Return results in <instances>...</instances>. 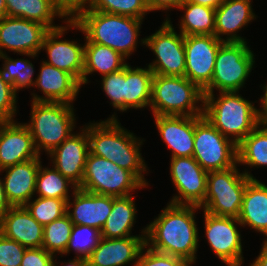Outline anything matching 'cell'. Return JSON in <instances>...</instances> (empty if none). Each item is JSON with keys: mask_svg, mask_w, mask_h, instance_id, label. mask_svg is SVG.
I'll list each match as a JSON object with an SVG mask.
<instances>
[{"mask_svg": "<svg viewBox=\"0 0 267 266\" xmlns=\"http://www.w3.org/2000/svg\"><path fill=\"white\" fill-rule=\"evenodd\" d=\"M158 135L171 152L170 158L192 157L195 116L152 115Z\"/></svg>", "mask_w": 267, "mask_h": 266, "instance_id": "21", "label": "cell"}, {"mask_svg": "<svg viewBox=\"0 0 267 266\" xmlns=\"http://www.w3.org/2000/svg\"><path fill=\"white\" fill-rule=\"evenodd\" d=\"M251 179L245 188L238 220L243 228L253 230L267 241V184Z\"/></svg>", "mask_w": 267, "mask_h": 266, "instance_id": "26", "label": "cell"}, {"mask_svg": "<svg viewBox=\"0 0 267 266\" xmlns=\"http://www.w3.org/2000/svg\"><path fill=\"white\" fill-rule=\"evenodd\" d=\"M55 255L44 248H26L21 266H52Z\"/></svg>", "mask_w": 267, "mask_h": 266, "instance_id": "43", "label": "cell"}, {"mask_svg": "<svg viewBox=\"0 0 267 266\" xmlns=\"http://www.w3.org/2000/svg\"><path fill=\"white\" fill-rule=\"evenodd\" d=\"M225 0H183L197 5H203L209 8L217 9Z\"/></svg>", "mask_w": 267, "mask_h": 266, "instance_id": "50", "label": "cell"}, {"mask_svg": "<svg viewBox=\"0 0 267 266\" xmlns=\"http://www.w3.org/2000/svg\"><path fill=\"white\" fill-rule=\"evenodd\" d=\"M79 130V131H77ZM47 154L48 163L77 188L81 186L89 150L87 123Z\"/></svg>", "mask_w": 267, "mask_h": 266, "instance_id": "17", "label": "cell"}, {"mask_svg": "<svg viewBox=\"0 0 267 266\" xmlns=\"http://www.w3.org/2000/svg\"><path fill=\"white\" fill-rule=\"evenodd\" d=\"M89 150L93 155L110 160L121 168L131 171L146 187L150 181L145 178L150 172L142 146L146 141L124 126L120 120H95L87 122Z\"/></svg>", "mask_w": 267, "mask_h": 266, "instance_id": "2", "label": "cell"}, {"mask_svg": "<svg viewBox=\"0 0 267 266\" xmlns=\"http://www.w3.org/2000/svg\"><path fill=\"white\" fill-rule=\"evenodd\" d=\"M73 30H75V33L78 31L82 33L84 43H80L78 38L76 40L64 38L67 35L66 33ZM41 51L47 54V59L45 58L43 61L70 73L82 87L85 35L83 30L72 19H68L60 28L50 30L46 34Z\"/></svg>", "mask_w": 267, "mask_h": 266, "instance_id": "13", "label": "cell"}, {"mask_svg": "<svg viewBox=\"0 0 267 266\" xmlns=\"http://www.w3.org/2000/svg\"><path fill=\"white\" fill-rule=\"evenodd\" d=\"M42 164L36 178L35 196L58 198L67 202L77 187L50 163L47 166Z\"/></svg>", "mask_w": 267, "mask_h": 266, "instance_id": "34", "label": "cell"}, {"mask_svg": "<svg viewBox=\"0 0 267 266\" xmlns=\"http://www.w3.org/2000/svg\"><path fill=\"white\" fill-rule=\"evenodd\" d=\"M58 7L72 19L80 10L88 8L92 0H56Z\"/></svg>", "mask_w": 267, "mask_h": 266, "instance_id": "45", "label": "cell"}, {"mask_svg": "<svg viewBox=\"0 0 267 266\" xmlns=\"http://www.w3.org/2000/svg\"><path fill=\"white\" fill-rule=\"evenodd\" d=\"M264 94H261L259 100H257L258 112L263 120H267V82L259 86Z\"/></svg>", "mask_w": 267, "mask_h": 266, "instance_id": "47", "label": "cell"}, {"mask_svg": "<svg viewBox=\"0 0 267 266\" xmlns=\"http://www.w3.org/2000/svg\"><path fill=\"white\" fill-rule=\"evenodd\" d=\"M202 210L194 205L167 202L153 220L146 224L145 243L150 249L185 259L196 265L199 250V227L196 215Z\"/></svg>", "mask_w": 267, "mask_h": 266, "instance_id": "1", "label": "cell"}, {"mask_svg": "<svg viewBox=\"0 0 267 266\" xmlns=\"http://www.w3.org/2000/svg\"><path fill=\"white\" fill-rule=\"evenodd\" d=\"M26 247L0 233V266H21Z\"/></svg>", "mask_w": 267, "mask_h": 266, "instance_id": "42", "label": "cell"}, {"mask_svg": "<svg viewBox=\"0 0 267 266\" xmlns=\"http://www.w3.org/2000/svg\"><path fill=\"white\" fill-rule=\"evenodd\" d=\"M18 93L12 84L6 80L0 68V122L18 120Z\"/></svg>", "mask_w": 267, "mask_h": 266, "instance_id": "40", "label": "cell"}, {"mask_svg": "<svg viewBox=\"0 0 267 266\" xmlns=\"http://www.w3.org/2000/svg\"><path fill=\"white\" fill-rule=\"evenodd\" d=\"M41 163L44 162L40 156L0 170L5 194L12 206H24L35 196Z\"/></svg>", "mask_w": 267, "mask_h": 266, "instance_id": "24", "label": "cell"}, {"mask_svg": "<svg viewBox=\"0 0 267 266\" xmlns=\"http://www.w3.org/2000/svg\"><path fill=\"white\" fill-rule=\"evenodd\" d=\"M38 157L33 138L23 122H0V170Z\"/></svg>", "mask_w": 267, "mask_h": 266, "instance_id": "20", "label": "cell"}, {"mask_svg": "<svg viewBox=\"0 0 267 266\" xmlns=\"http://www.w3.org/2000/svg\"><path fill=\"white\" fill-rule=\"evenodd\" d=\"M249 42H223L217 51L211 83L203 93L241 92L256 63Z\"/></svg>", "mask_w": 267, "mask_h": 266, "instance_id": "7", "label": "cell"}, {"mask_svg": "<svg viewBox=\"0 0 267 266\" xmlns=\"http://www.w3.org/2000/svg\"><path fill=\"white\" fill-rule=\"evenodd\" d=\"M238 167L237 163L225 170L208 172L206 196L199 207L202 211L238 218L246 185L251 180Z\"/></svg>", "mask_w": 267, "mask_h": 266, "instance_id": "8", "label": "cell"}, {"mask_svg": "<svg viewBox=\"0 0 267 266\" xmlns=\"http://www.w3.org/2000/svg\"><path fill=\"white\" fill-rule=\"evenodd\" d=\"M20 56H25L24 58H12L10 55H0V65L3 76L8 82H10L14 90L19 94L20 91L26 89L33 90L34 84L36 82V77H34L35 66L30 59L37 60L39 55L33 54H17ZM28 57V58H26ZM26 58V59H25ZM32 88V89H31ZM24 89V90H22Z\"/></svg>", "mask_w": 267, "mask_h": 266, "instance_id": "33", "label": "cell"}, {"mask_svg": "<svg viewBox=\"0 0 267 266\" xmlns=\"http://www.w3.org/2000/svg\"><path fill=\"white\" fill-rule=\"evenodd\" d=\"M43 228L24 206H12L0 216V233L26 248L42 247Z\"/></svg>", "mask_w": 267, "mask_h": 266, "instance_id": "25", "label": "cell"}, {"mask_svg": "<svg viewBox=\"0 0 267 266\" xmlns=\"http://www.w3.org/2000/svg\"><path fill=\"white\" fill-rule=\"evenodd\" d=\"M153 76L147 65L133 67L128 63L125 66L124 113L130 109L149 110Z\"/></svg>", "mask_w": 267, "mask_h": 266, "instance_id": "31", "label": "cell"}, {"mask_svg": "<svg viewBox=\"0 0 267 266\" xmlns=\"http://www.w3.org/2000/svg\"><path fill=\"white\" fill-rule=\"evenodd\" d=\"M258 253L259 255L252 260V263H248L249 266H267V241H262L261 249Z\"/></svg>", "mask_w": 267, "mask_h": 266, "instance_id": "48", "label": "cell"}, {"mask_svg": "<svg viewBox=\"0 0 267 266\" xmlns=\"http://www.w3.org/2000/svg\"><path fill=\"white\" fill-rule=\"evenodd\" d=\"M5 1L7 16L19 17L38 22L45 25L49 30L60 28L62 24L69 19L68 16L58 7L56 0ZM55 20L62 22V24H55Z\"/></svg>", "mask_w": 267, "mask_h": 266, "instance_id": "28", "label": "cell"}, {"mask_svg": "<svg viewBox=\"0 0 267 266\" xmlns=\"http://www.w3.org/2000/svg\"><path fill=\"white\" fill-rule=\"evenodd\" d=\"M253 3V0H225L215 9L214 35L222 42H248L241 32L258 19Z\"/></svg>", "mask_w": 267, "mask_h": 266, "instance_id": "19", "label": "cell"}, {"mask_svg": "<svg viewBox=\"0 0 267 266\" xmlns=\"http://www.w3.org/2000/svg\"><path fill=\"white\" fill-rule=\"evenodd\" d=\"M146 187L131 171L88 153L79 189L100 195L125 197Z\"/></svg>", "mask_w": 267, "mask_h": 266, "instance_id": "9", "label": "cell"}, {"mask_svg": "<svg viewBox=\"0 0 267 266\" xmlns=\"http://www.w3.org/2000/svg\"><path fill=\"white\" fill-rule=\"evenodd\" d=\"M169 174L176 193L168 201L200 207L207 192L208 172L193 157L170 158Z\"/></svg>", "mask_w": 267, "mask_h": 266, "instance_id": "14", "label": "cell"}, {"mask_svg": "<svg viewBox=\"0 0 267 266\" xmlns=\"http://www.w3.org/2000/svg\"><path fill=\"white\" fill-rule=\"evenodd\" d=\"M30 119L23 122L29 129L40 156L49 154L76 130L74 104L30 101Z\"/></svg>", "mask_w": 267, "mask_h": 266, "instance_id": "5", "label": "cell"}, {"mask_svg": "<svg viewBox=\"0 0 267 266\" xmlns=\"http://www.w3.org/2000/svg\"><path fill=\"white\" fill-rule=\"evenodd\" d=\"M11 207L12 205L8 201L4 191L3 181L0 173V216L4 214L7 210H9Z\"/></svg>", "mask_w": 267, "mask_h": 266, "instance_id": "49", "label": "cell"}, {"mask_svg": "<svg viewBox=\"0 0 267 266\" xmlns=\"http://www.w3.org/2000/svg\"><path fill=\"white\" fill-rule=\"evenodd\" d=\"M72 20L90 42L108 46L127 60L136 53L138 44L145 47V37H140L142 19L84 8Z\"/></svg>", "mask_w": 267, "mask_h": 266, "instance_id": "3", "label": "cell"}, {"mask_svg": "<svg viewBox=\"0 0 267 266\" xmlns=\"http://www.w3.org/2000/svg\"><path fill=\"white\" fill-rule=\"evenodd\" d=\"M49 31L38 22L7 16L0 20V55H8L9 52L14 55H40L44 38Z\"/></svg>", "mask_w": 267, "mask_h": 266, "instance_id": "15", "label": "cell"}, {"mask_svg": "<svg viewBox=\"0 0 267 266\" xmlns=\"http://www.w3.org/2000/svg\"><path fill=\"white\" fill-rule=\"evenodd\" d=\"M182 2L183 0H147V6L150 12H164L163 20H169V13L178 9Z\"/></svg>", "mask_w": 267, "mask_h": 266, "instance_id": "44", "label": "cell"}, {"mask_svg": "<svg viewBox=\"0 0 267 266\" xmlns=\"http://www.w3.org/2000/svg\"><path fill=\"white\" fill-rule=\"evenodd\" d=\"M203 91L186 77L154 74L149 111L152 115H203Z\"/></svg>", "mask_w": 267, "mask_h": 266, "instance_id": "6", "label": "cell"}, {"mask_svg": "<svg viewBox=\"0 0 267 266\" xmlns=\"http://www.w3.org/2000/svg\"><path fill=\"white\" fill-rule=\"evenodd\" d=\"M112 206L113 196L77 188L67 201L66 213L74 225H86L101 231Z\"/></svg>", "mask_w": 267, "mask_h": 266, "instance_id": "22", "label": "cell"}, {"mask_svg": "<svg viewBox=\"0 0 267 266\" xmlns=\"http://www.w3.org/2000/svg\"><path fill=\"white\" fill-rule=\"evenodd\" d=\"M101 90L112 106L114 112L107 119L119 120L118 113H124V96H125V67L121 70L103 75L100 77ZM119 111V112H118ZM118 112V113H117Z\"/></svg>", "mask_w": 267, "mask_h": 266, "instance_id": "37", "label": "cell"}, {"mask_svg": "<svg viewBox=\"0 0 267 266\" xmlns=\"http://www.w3.org/2000/svg\"><path fill=\"white\" fill-rule=\"evenodd\" d=\"M203 94V116L236 145L263 121L257 100L251 101L240 92Z\"/></svg>", "mask_w": 267, "mask_h": 266, "instance_id": "4", "label": "cell"}, {"mask_svg": "<svg viewBox=\"0 0 267 266\" xmlns=\"http://www.w3.org/2000/svg\"><path fill=\"white\" fill-rule=\"evenodd\" d=\"M145 245V236L101 238L87 258V266H136Z\"/></svg>", "mask_w": 267, "mask_h": 266, "instance_id": "23", "label": "cell"}, {"mask_svg": "<svg viewBox=\"0 0 267 266\" xmlns=\"http://www.w3.org/2000/svg\"><path fill=\"white\" fill-rule=\"evenodd\" d=\"M136 266H192L185 259L160 253L144 246L139 254Z\"/></svg>", "mask_w": 267, "mask_h": 266, "instance_id": "41", "label": "cell"}, {"mask_svg": "<svg viewBox=\"0 0 267 266\" xmlns=\"http://www.w3.org/2000/svg\"><path fill=\"white\" fill-rule=\"evenodd\" d=\"M7 17L6 1L0 0V20Z\"/></svg>", "mask_w": 267, "mask_h": 266, "instance_id": "51", "label": "cell"}, {"mask_svg": "<svg viewBox=\"0 0 267 266\" xmlns=\"http://www.w3.org/2000/svg\"><path fill=\"white\" fill-rule=\"evenodd\" d=\"M88 9L142 20L150 14L147 0H92Z\"/></svg>", "mask_w": 267, "mask_h": 266, "instance_id": "39", "label": "cell"}, {"mask_svg": "<svg viewBox=\"0 0 267 266\" xmlns=\"http://www.w3.org/2000/svg\"><path fill=\"white\" fill-rule=\"evenodd\" d=\"M222 43L215 35L184 36V77L202 91L211 83L216 54Z\"/></svg>", "mask_w": 267, "mask_h": 266, "instance_id": "16", "label": "cell"}, {"mask_svg": "<svg viewBox=\"0 0 267 266\" xmlns=\"http://www.w3.org/2000/svg\"><path fill=\"white\" fill-rule=\"evenodd\" d=\"M128 61L114 49L97 43L90 42L85 37L84 70L82 86L91 83L90 75H107L124 68ZM95 73V74H94ZM93 74V75H92Z\"/></svg>", "mask_w": 267, "mask_h": 266, "instance_id": "29", "label": "cell"}, {"mask_svg": "<svg viewBox=\"0 0 267 266\" xmlns=\"http://www.w3.org/2000/svg\"><path fill=\"white\" fill-rule=\"evenodd\" d=\"M101 238L99 229L86 225H73L68 246L59 258H64L74 252V257L87 259L98 246Z\"/></svg>", "mask_w": 267, "mask_h": 266, "instance_id": "36", "label": "cell"}, {"mask_svg": "<svg viewBox=\"0 0 267 266\" xmlns=\"http://www.w3.org/2000/svg\"><path fill=\"white\" fill-rule=\"evenodd\" d=\"M34 90L30 91L35 102H63L74 104L79 97L81 84L70 74L40 60ZM37 88L38 92L35 90Z\"/></svg>", "mask_w": 267, "mask_h": 266, "instance_id": "18", "label": "cell"}, {"mask_svg": "<svg viewBox=\"0 0 267 266\" xmlns=\"http://www.w3.org/2000/svg\"><path fill=\"white\" fill-rule=\"evenodd\" d=\"M135 197V198H134ZM137 196L114 197L112 211L101 229V237L107 239L125 238L131 236H146V226L139 229V234L133 235L137 222L138 209L135 202Z\"/></svg>", "mask_w": 267, "mask_h": 266, "instance_id": "27", "label": "cell"}, {"mask_svg": "<svg viewBox=\"0 0 267 266\" xmlns=\"http://www.w3.org/2000/svg\"><path fill=\"white\" fill-rule=\"evenodd\" d=\"M73 225L67 213L45 225L42 248L53 255H62L68 246Z\"/></svg>", "mask_w": 267, "mask_h": 266, "instance_id": "35", "label": "cell"}, {"mask_svg": "<svg viewBox=\"0 0 267 266\" xmlns=\"http://www.w3.org/2000/svg\"><path fill=\"white\" fill-rule=\"evenodd\" d=\"M238 166L250 179H257L253 169L267 168V120H263L238 145ZM253 168V169H252Z\"/></svg>", "mask_w": 267, "mask_h": 266, "instance_id": "30", "label": "cell"}, {"mask_svg": "<svg viewBox=\"0 0 267 266\" xmlns=\"http://www.w3.org/2000/svg\"><path fill=\"white\" fill-rule=\"evenodd\" d=\"M183 12L175 26L177 31L184 36L189 35H214L215 9L190 2H182L177 9Z\"/></svg>", "mask_w": 267, "mask_h": 266, "instance_id": "32", "label": "cell"}, {"mask_svg": "<svg viewBox=\"0 0 267 266\" xmlns=\"http://www.w3.org/2000/svg\"><path fill=\"white\" fill-rule=\"evenodd\" d=\"M192 157L207 172L225 170L238 163L237 145L217 130L205 116L197 115Z\"/></svg>", "mask_w": 267, "mask_h": 266, "instance_id": "10", "label": "cell"}, {"mask_svg": "<svg viewBox=\"0 0 267 266\" xmlns=\"http://www.w3.org/2000/svg\"><path fill=\"white\" fill-rule=\"evenodd\" d=\"M58 255H55L52 266H87V259L73 257V259L59 260ZM58 259V260H57Z\"/></svg>", "mask_w": 267, "mask_h": 266, "instance_id": "46", "label": "cell"}, {"mask_svg": "<svg viewBox=\"0 0 267 266\" xmlns=\"http://www.w3.org/2000/svg\"><path fill=\"white\" fill-rule=\"evenodd\" d=\"M24 207L44 227L66 214L67 202L58 198L34 196Z\"/></svg>", "mask_w": 267, "mask_h": 266, "instance_id": "38", "label": "cell"}, {"mask_svg": "<svg viewBox=\"0 0 267 266\" xmlns=\"http://www.w3.org/2000/svg\"><path fill=\"white\" fill-rule=\"evenodd\" d=\"M161 23L158 30L145 36L144 48L151 50L155 57L146 65L157 75L184 77V35L177 32L171 18Z\"/></svg>", "mask_w": 267, "mask_h": 266, "instance_id": "12", "label": "cell"}, {"mask_svg": "<svg viewBox=\"0 0 267 266\" xmlns=\"http://www.w3.org/2000/svg\"><path fill=\"white\" fill-rule=\"evenodd\" d=\"M202 214L205 234L199 239L201 237L206 239L210 252L214 253L225 266H243L245 242H242L243 227L239 220L235 217L213 215L206 211Z\"/></svg>", "mask_w": 267, "mask_h": 266, "instance_id": "11", "label": "cell"}]
</instances>
